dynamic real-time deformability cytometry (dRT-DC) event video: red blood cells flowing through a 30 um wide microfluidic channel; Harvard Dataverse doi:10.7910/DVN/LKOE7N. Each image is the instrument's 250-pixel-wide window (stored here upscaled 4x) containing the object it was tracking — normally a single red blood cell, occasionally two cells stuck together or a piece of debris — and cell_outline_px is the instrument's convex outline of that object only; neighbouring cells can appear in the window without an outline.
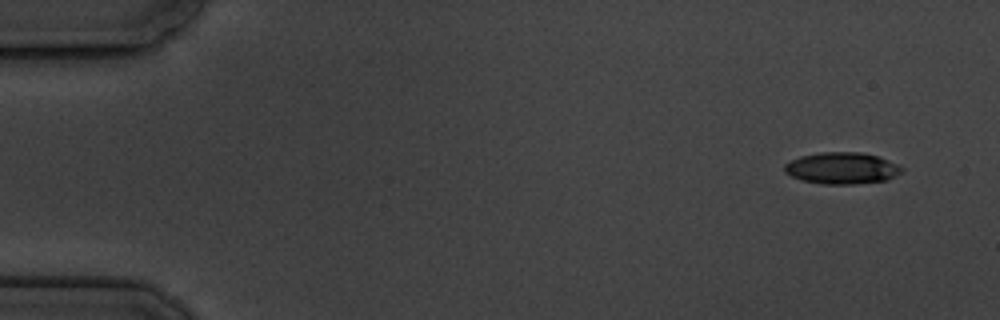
{"species": "common noctule bat (a hibernating species)", "species_latin": "Nyctalus noctula", "temperature_condition": "cold", "stored_images_in_passage": 4, "camera_frame_rate_fps": 3000, "um_per_image_px": 0.085, "animal": {"sex": "male", "body_mass_g": 19.5, "forearm_length_mm": 54.6}, "frame": {"image": 1, "passage_image": 1, "time_ms": 0.0, "image_size_px": [1000, 320], "cell_outline_px": [[904, 168], [900, 172], [888, 180], [856, 184], [820, 184], [800, 180], [784, 172], [784, 164], [800, 156], [820, 152], [860, 152], [876, 156], [888, 160]], "centroid_in_image_um": [71.53, 14.3], "position_along_channel_um": 13.5, "area_um2": 21.62}}